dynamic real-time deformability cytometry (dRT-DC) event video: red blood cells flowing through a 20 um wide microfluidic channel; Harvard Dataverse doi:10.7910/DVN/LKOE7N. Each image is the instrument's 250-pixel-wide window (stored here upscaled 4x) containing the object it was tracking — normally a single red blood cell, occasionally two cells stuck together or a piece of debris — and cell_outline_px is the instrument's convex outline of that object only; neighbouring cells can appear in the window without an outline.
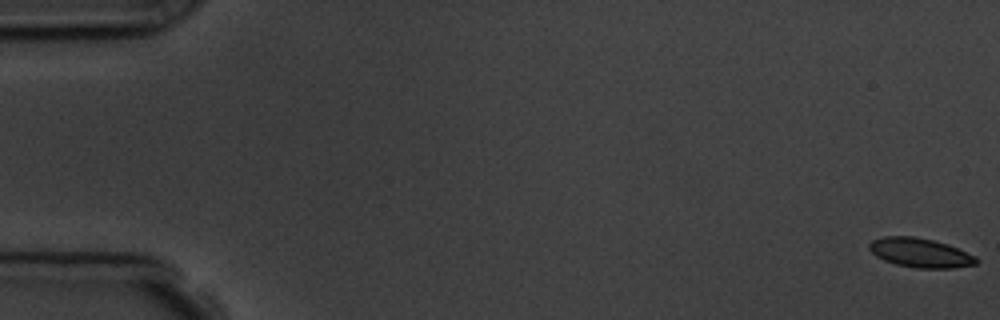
{"species": "common noctule bat (a hibernating species)", "species_latin": "Nyctalus noctula", "temperature_condition": "room temperature", "stored_images_in_passage": 10, "camera_frame_rate_fps": 3000, "um_per_image_px": 0.085, "animal": {"sex": "male", "body_mass_g": 19.5, "forearm_length_mm": 54.6}, "frame": {"image": 1, "passage_image": 1, "time_ms": 0.0, "image_size_px": [1000, 320], "cell_outline_px": [[980, 260], [976, 264], [952, 268], [916, 268], [896, 264], [884, 260], [876, 256], [868, 248], [868, 244], [872, 240], [884, 236], [912, 236], [932, 240], [948, 244], [976, 256]], "centroid_in_image_um": [78.22, 21.48], "position_along_channel_um": 6.8, "area_um2": 18.26}}